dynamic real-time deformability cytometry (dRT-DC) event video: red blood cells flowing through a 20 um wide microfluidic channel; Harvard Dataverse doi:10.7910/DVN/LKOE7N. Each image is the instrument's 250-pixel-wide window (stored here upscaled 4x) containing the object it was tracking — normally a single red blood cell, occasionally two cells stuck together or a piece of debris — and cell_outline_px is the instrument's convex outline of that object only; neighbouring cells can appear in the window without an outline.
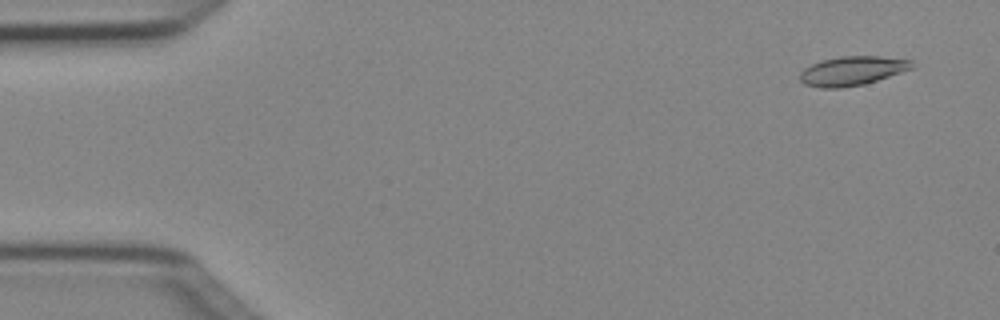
{"species": "Egyptian fruit bat (a non-hibernating species)", "species_latin": "Rousettus aegyptiacus", "temperature_condition": "cold", "stored_images_in_passage": 4, "camera_frame_rate_fps": 3000, "um_per_image_px": 0.085, "animal": {"sex": "female"}, "frame": {"image": 1, "passage_image": 1, "time_ms": 0.0, "image_size_px": [1000, 320], "cell_outline_px": [[912, 68], [864, 84], [840, 88], [820, 88], [804, 84], [800, 80], [800, 72], [804, 68], [820, 60], [840, 56], [880, 56], [912, 60]], "centroid_in_image_um": [72.38, 6.02], "position_along_channel_um": 12.6, "area_um2": 18.9}}
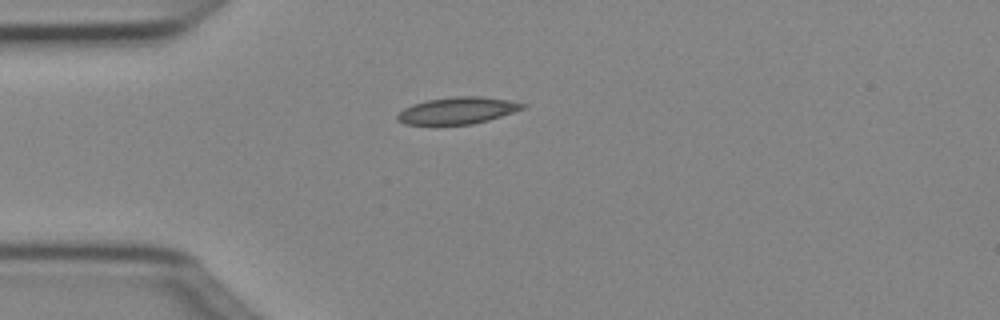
{"frame": {"image": 2, "passage_image": 3, "time_ms": 0.667, "image_size_px": [1000, 320], "cell_outline_px": [[528, 104], [524, 108], [488, 120], [472, 124], [404, 124], [396, 120], [396, 116], [404, 108], [412, 104], [428, 100], [456, 96], [480, 96], [508, 100]], "centroid_in_image_um": [38.87, 9.39], "position_along_channel_um": 46.1, "area_um2": 19.36}}